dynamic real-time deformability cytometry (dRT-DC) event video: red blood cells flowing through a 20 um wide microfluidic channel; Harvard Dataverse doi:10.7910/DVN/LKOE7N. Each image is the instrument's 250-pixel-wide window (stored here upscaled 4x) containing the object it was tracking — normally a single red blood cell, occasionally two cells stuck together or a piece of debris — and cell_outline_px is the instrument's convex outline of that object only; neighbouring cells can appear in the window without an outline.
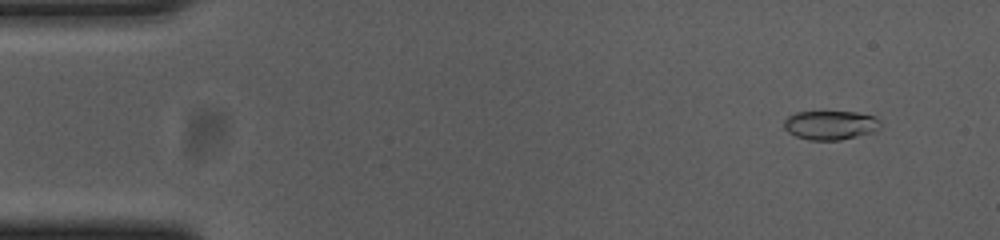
{"species": "common noctule bat (a hibernating species)", "species_latin": "Nyctalus noctula", "temperature_condition": "cold", "stored_images_in_passage": 56, "camera_frame_rate_fps": 3000, "um_per_image_px": 0.085, "animal": {"sex": "female", "body_mass_g": 23.0, "forearm_length_mm": 53.4}, "frame": {"image": 1, "passage_image": 5, "time_ms": 1.333, "image_size_px": [1000, 240], "cell_outline_px": [[880, 128], [872, 132], [840, 140], [808, 140], [796, 136], [788, 132], [784, 128], [784, 120], [788, 116], [796, 112], [856, 112], [876, 116], [880, 120]], "centroid_in_image_um": [70.59, 10.63], "position_along_channel_um": 14.4, "area_um2": 16.36}}
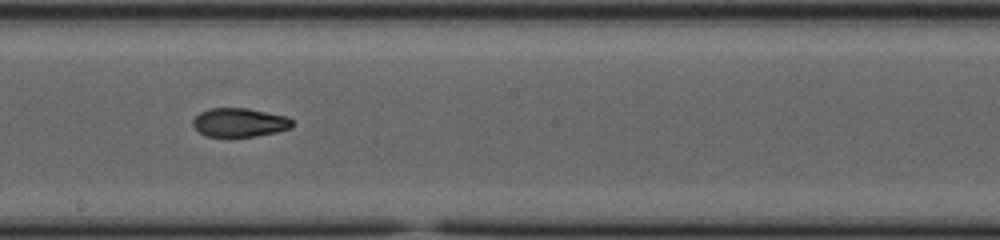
{"frame": {"image": 2, "passage_image": 31, "time_ms": 10.0, "image_size_px": [1000, 240], "cell_outline_px": [[292, 128], [276, 132], [256, 136], [208, 136], [200, 132], [192, 124], [192, 120], [200, 112], [212, 108], [248, 108], [288, 116], [292, 120]], "centroid_in_image_um": [20.39, 10.4], "position_along_channel_um": 227.8, "area_um2": 16.59}}
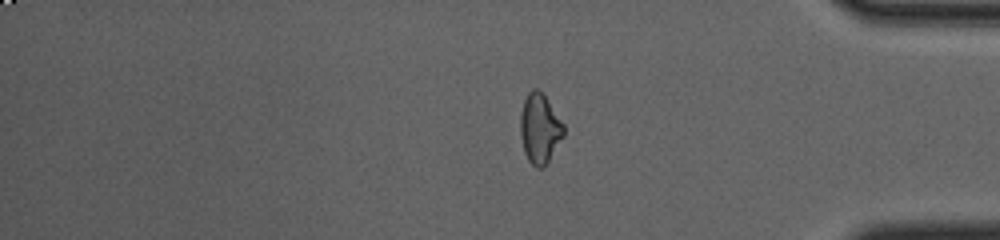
{"frame": {"image": 3, "passage_image": 46, "time_ms": 15.0, "image_size_px": [1000, 240], "cell_outline_px": [[564, 136], [548, 160], [540, 168], [536, 168], [528, 160], [524, 152], [520, 136], [520, 116], [524, 100], [528, 92], [532, 88], [536, 88], [544, 96], [564, 124]], "centroid_in_image_um": [45.86, 10.92], "position_along_channel_um": 389.3, "area_um2": 17.34}, "authors_computed_cell_mechanics": {"area_um2": 17.2244, "velocity_mm_per_s": 3.6849, "shape_relaxation_time_tau1_ms": null, "shape_relaxation_time_tau2_ms": 3.0374, "deformation_change_tau1": null, "deformation_change_tau2": 0.0764}}